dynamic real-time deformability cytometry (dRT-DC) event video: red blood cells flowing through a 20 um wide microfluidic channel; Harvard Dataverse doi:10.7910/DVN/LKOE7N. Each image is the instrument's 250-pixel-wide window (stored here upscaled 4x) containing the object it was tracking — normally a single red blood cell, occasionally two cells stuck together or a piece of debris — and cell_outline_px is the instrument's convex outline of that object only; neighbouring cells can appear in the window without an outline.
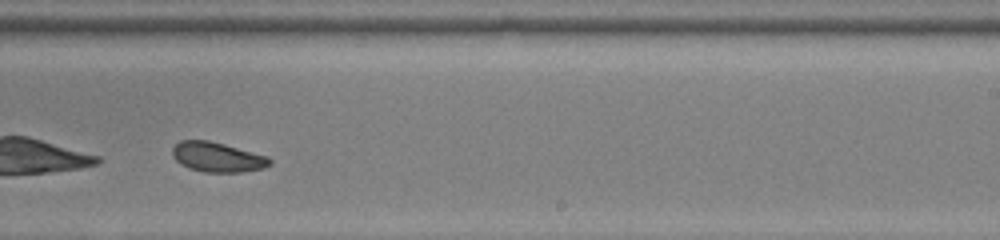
{"species": "common noctule bat (a hibernating species)", "species_latin": "Nyctalus noctula", "temperature_condition": "room temperature", "stored_images_in_passage": 31, "camera_frame_rate_fps": 3000, "um_per_image_px": 0.085, "animal": {"sex": "female", "body_mass_g": 22.0, "forearm_length_mm": 56.7}, "frame": {"image": 1, "passage_image": 18, "time_ms": 5.667, "image_size_px": [1000, 240], "cell_outline_px": [[272, 164], [264, 168], [240, 172], [204, 172], [188, 168], [180, 164], [172, 156], [172, 148], [180, 140], [208, 140], [224, 144], [268, 156], [272, 160]], "centroid_in_image_um": [18.47, 13.35], "position_along_channel_um": 270.5, "area_um2": 16.99}, "authors_computed_cell_mechanics": {"area_um2": 17.3978, "velocity_mm_per_s": 3.9871, "shape_relaxation_time_tau1_ms": 4.3617, "shape_relaxation_time_tau2_ms": 1.4231, "deformation_change_tau1": 0.1176, "deformation_change_tau2": 0.065}}